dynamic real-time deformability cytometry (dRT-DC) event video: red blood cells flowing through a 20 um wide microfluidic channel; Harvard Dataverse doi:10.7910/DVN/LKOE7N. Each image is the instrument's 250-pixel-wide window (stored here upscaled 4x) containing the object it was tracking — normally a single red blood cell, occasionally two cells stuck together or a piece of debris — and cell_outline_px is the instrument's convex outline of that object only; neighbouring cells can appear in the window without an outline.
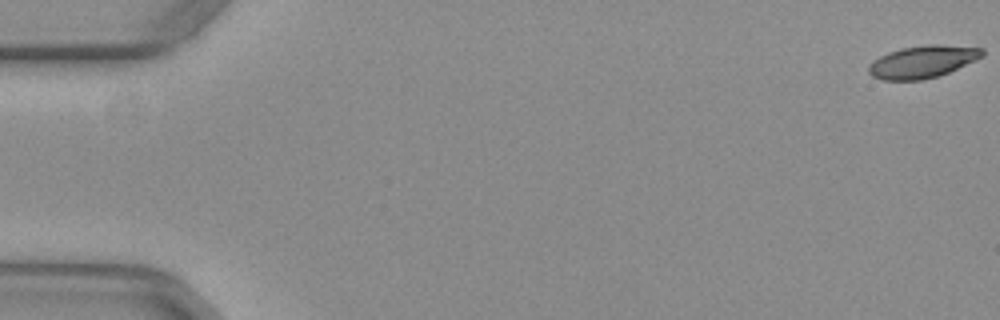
{"species": "common noctule bat (a hibernating species)", "species_latin": "Nyctalus noctula", "temperature_condition": "warm", "stored_images_in_passage": 18, "camera_frame_rate_fps": 3000, "um_per_image_px": 0.085, "animal": {"sex": "female", "body_mass_g": 29.2, "forearm_length_mm": 56.3}, "frame": {"image": 1, "passage_image": 1, "time_ms": 0.0, "image_size_px": [1000, 320], "cell_outline_px": [[984, 56], [940, 76], [920, 80], [884, 80], [872, 76], [868, 72], [868, 64], [872, 60], [888, 52], [900, 48], [928, 44], [940, 44], [984, 48]], "centroid_in_image_um": [78.41, 5.24], "position_along_channel_um": 6.6, "area_um2": 21.62}}
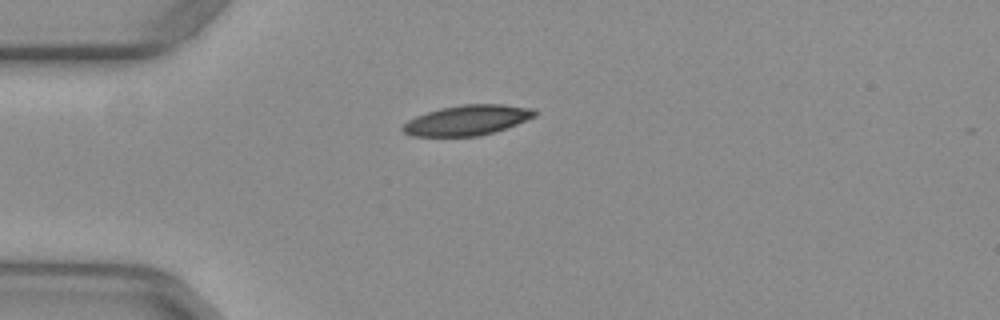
{"frame": {"image": 2, "passage_image": 15, "time_ms": 4.667, "image_size_px": [1000, 320], "cell_outline_px": [[536, 116], [516, 124], [480, 136], [412, 136], [404, 132], [400, 128], [408, 120], [416, 116], [440, 108], [460, 104], [504, 104], [536, 108]], "centroid_in_image_um": [39.72, 10.2], "position_along_channel_um": 45.3, "area_um2": 23.18}}